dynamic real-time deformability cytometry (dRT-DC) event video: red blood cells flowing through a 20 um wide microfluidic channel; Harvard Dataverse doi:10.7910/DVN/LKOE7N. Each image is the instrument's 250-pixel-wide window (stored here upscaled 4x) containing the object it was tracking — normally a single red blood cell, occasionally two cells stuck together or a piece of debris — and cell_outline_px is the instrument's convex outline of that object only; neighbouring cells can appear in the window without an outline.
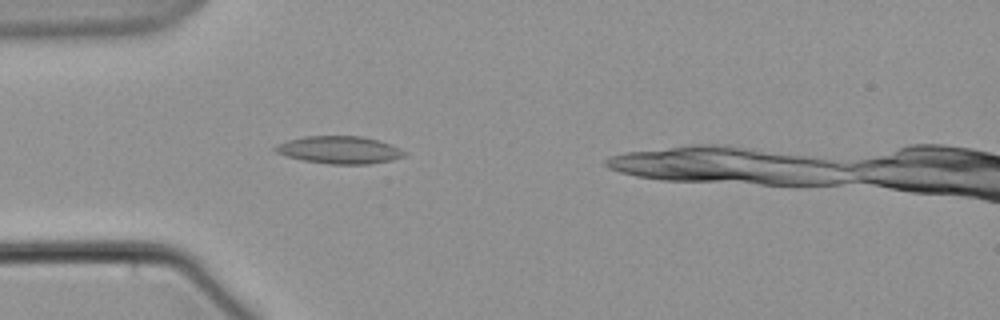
{"species": "common noctule bat (a hibernating species)", "species_latin": "Nyctalus noctula", "temperature_condition": "warm", "stored_images_in_passage": 4, "camera_frame_rate_fps": 3000, "um_per_image_px": 0.085, "animal": {"sex": "male", "body_mass_g": 21.5, "forearm_length_mm": 52.0}, "frame": {"image": 1, "passage_image": 4, "time_ms": 3.667, "image_size_px": [1000, 320], "cell_outline_px": [[408, 152], [404, 156], [392, 160], [368, 164], [332, 164], [304, 160], [288, 156], [276, 152], [272, 148], [276, 144], [288, 140], [304, 136], [360, 136], [392, 144]], "centroid_in_image_um": [28.87, 12.74], "position_along_channel_um": 56.1, "area_um2": 20.63}}